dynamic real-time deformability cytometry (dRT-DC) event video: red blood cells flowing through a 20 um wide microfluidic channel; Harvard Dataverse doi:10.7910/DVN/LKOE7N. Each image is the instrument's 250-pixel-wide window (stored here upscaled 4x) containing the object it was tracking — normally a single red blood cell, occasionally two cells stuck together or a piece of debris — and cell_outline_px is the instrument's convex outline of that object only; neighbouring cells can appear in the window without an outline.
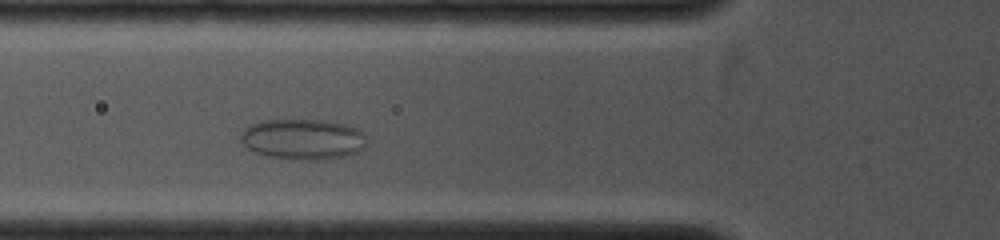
{"species": "common noctule bat (a hibernating species)", "species_latin": "Nyctalus noctula", "temperature_condition": "cold", "stored_images_in_passage": 30, "camera_frame_rate_fps": 4000, "um_per_image_px": 0.085, "animal": {"sex": "female", "body_mass_g": 19.0, "forearm_length_mm": 53.3}, "frame": {"image": 1, "passage_image": 8, "time_ms": 2.5, "image_size_px": [1000, 240], "cell_outline_px": [[368, 140], [364, 148], [360, 152], [344, 156], [316, 160], [288, 160], [268, 156], [252, 152], [240, 144], [240, 132], [248, 124], [260, 120], [324, 120], [348, 124], [360, 128], [368, 136]], "centroid_in_image_um": [25.74, 11.83], "position_along_channel_um": 100.1, "area_um2": 30.92}}
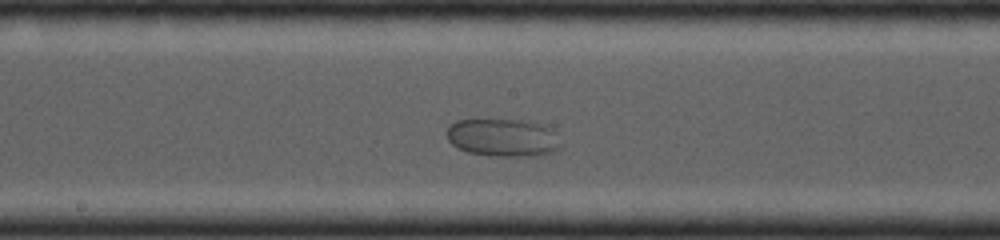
{"frame": {"image": 2, "passage_image": 17, "time_ms": 4.75, "image_size_px": [1000, 240], "cell_outline_px": [[560, 148], [556, 152], [544, 156], [492, 156], [468, 152], [452, 144], [448, 140], [444, 132], [448, 124], [456, 120], [520, 120], [552, 128], [556, 132], [560, 144]], "centroid_in_image_um": [42.74, 11.71], "position_along_channel_um": 205.5, "area_um2": 25.49}}
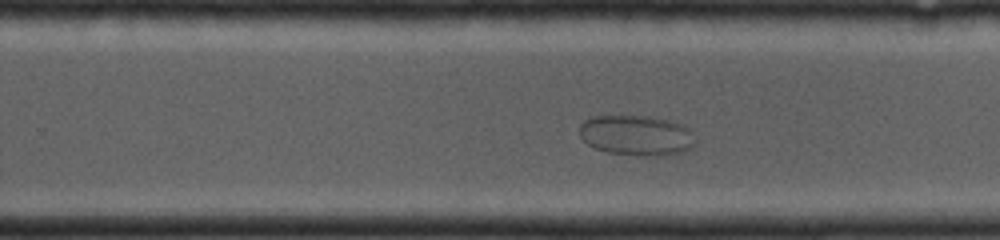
{"frame": {"image": 3, "passage_image": 22, "time_ms": 6.25, "image_size_px": [1000, 240], "cell_outline_px": [[696, 144], [692, 148], [684, 152], [664, 156], [640, 156], [608, 152], [596, 148], [588, 144], [580, 136], [580, 124], [584, 120], [592, 116], [648, 116], [672, 120], [684, 124], [692, 132]], "centroid_in_image_um": [54.15, 11.51], "position_along_channel_um": 275.6, "area_um2": 27.63}}